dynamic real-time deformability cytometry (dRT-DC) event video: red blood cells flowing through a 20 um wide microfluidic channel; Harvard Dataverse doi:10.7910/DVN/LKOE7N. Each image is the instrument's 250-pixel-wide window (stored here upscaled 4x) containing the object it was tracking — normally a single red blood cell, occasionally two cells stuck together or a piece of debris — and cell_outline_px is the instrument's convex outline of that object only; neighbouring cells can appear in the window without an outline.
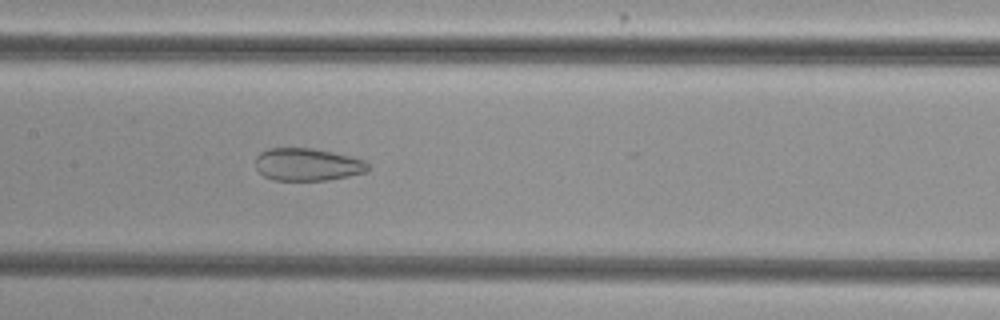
{"species": "common noctule bat (a hibernating species)", "species_latin": "Nyctalus noctula", "temperature_condition": "cold", "stored_images_in_passage": 54, "camera_frame_rate_fps": 3000, "um_per_image_px": 0.085, "animal": {"sex": "female", "body_mass_g": 29.2, "forearm_length_mm": 56.3}, "frame": {"image": 1, "passage_image": 27, "time_ms": 8.667, "image_size_px": [1000, 320], "cell_outline_px": [[368, 172], [328, 180], [272, 180], [264, 176], [256, 168], [256, 156], [260, 152], [268, 148], [312, 148], [332, 152], [364, 160], [368, 164]], "centroid_in_image_um": [26.11, 13.98], "position_along_channel_um": 181.3, "area_um2": 21.33}}
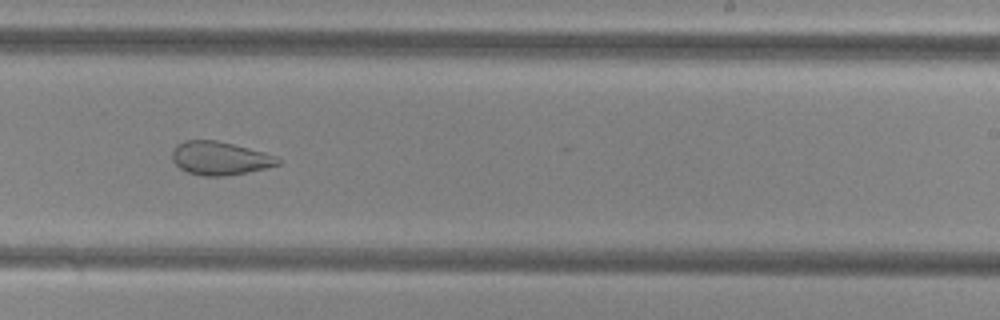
{"frame": {"image": 2, "passage_image": 34, "time_ms": 11.0, "image_size_px": [1000, 320], "cell_outline_px": [[280, 164], [248, 172], [224, 176], [200, 176], [188, 172], [180, 168], [172, 160], [172, 152], [176, 144], [184, 140], [216, 140], [264, 152], [276, 156], [280, 160]], "centroid_in_image_um": [18.66, 13.45], "position_along_channel_um": 270.3, "area_um2": 20.52}}
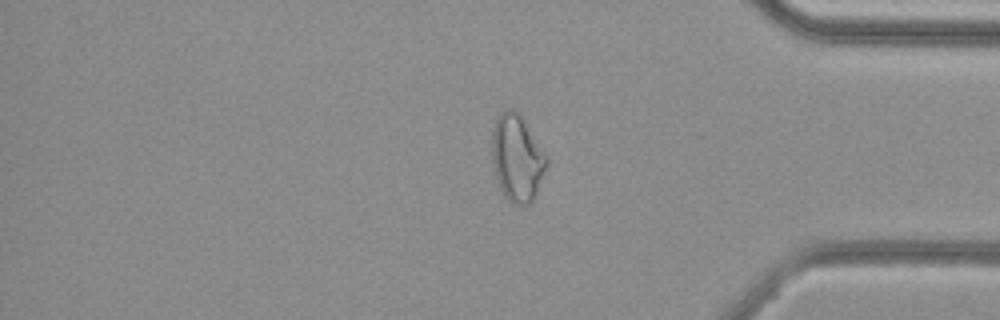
{"frame": {"image": 3, "passage_image": 45, "time_ms": 14.667, "image_size_px": [1000, 320], "cell_outline_px": [[548, 164], [536, 192], [532, 200], [524, 208], [512, 204], [504, 196], [500, 188], [492, 164], [492, 128], [496, 116], [504, 108], [512, 108], [520, 112], [548, 156]], "centroid_in_image_um": [43.94, 13.39], "position_along_channel_um": 391.3, "area_um2": 28.32}, "authors_computed_cell_mechanics": {"area_um2": 28.8711, "velocity_mm_per_s": 3.8263, "shape_relaxation_time_tau1_ms": null, "shape_relaxation_time_tau2_ms": 1.7914, "deformation_change_tau1": null, "deformation_change_tau2": 0.0837}}